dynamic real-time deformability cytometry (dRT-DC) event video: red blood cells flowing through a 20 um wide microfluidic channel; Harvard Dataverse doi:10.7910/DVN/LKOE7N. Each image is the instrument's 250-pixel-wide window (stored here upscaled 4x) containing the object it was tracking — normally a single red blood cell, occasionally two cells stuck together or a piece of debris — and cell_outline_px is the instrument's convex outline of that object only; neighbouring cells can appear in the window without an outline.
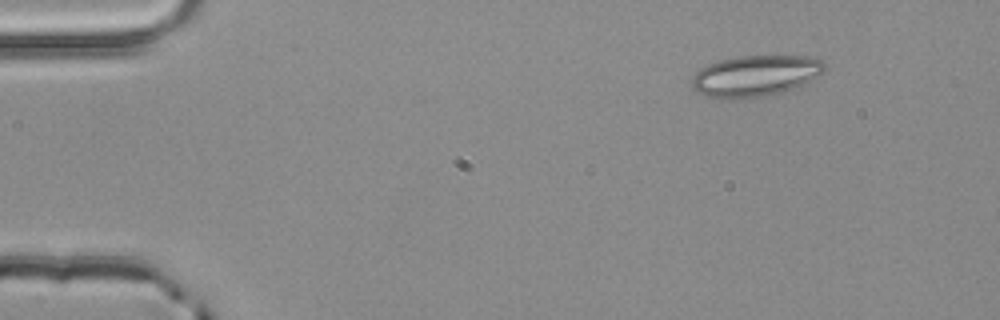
{"species": "common noctule bat (a hibernating species)", "species_latin": "Nyctalus noctula", "temperature_condition": "room temperature", "stored_images_in_passage": 3, "camera_frame_rate_fps": 3000, "um_per_image_px": 0.085, "animal": {"sex": "male", "body_mass_g": 20.4}, "frame": {"image": 1, "passage_image": 1, "time_ms": 0.0, "image_size_px": [1000, 320], "cell_outline_px": [[824, 72], [804, 84], [784, 92], [768, 96], [736, 100], [720, 100], [704, 96], [692, 88], [692, 76], [700, 68], [708, 64], [720, 60], [736, 56], [808, 56], [820, 60], [824, 64]], "centroid_in_image_um": [64.15, 6.48], "position_along_channel_um": 20.8, "area_um2": 32.37}}